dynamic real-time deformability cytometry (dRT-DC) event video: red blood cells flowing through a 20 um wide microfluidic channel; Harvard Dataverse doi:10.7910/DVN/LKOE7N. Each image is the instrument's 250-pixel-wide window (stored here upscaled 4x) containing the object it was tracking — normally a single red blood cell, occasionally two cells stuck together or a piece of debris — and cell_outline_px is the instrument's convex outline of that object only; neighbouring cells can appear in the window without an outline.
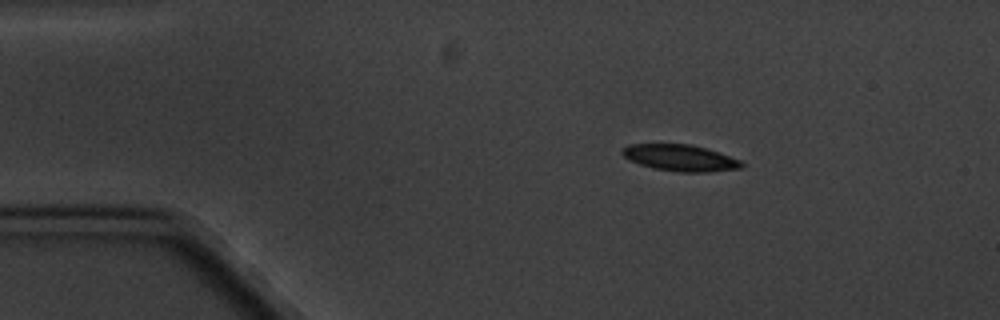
{"species": "common noctule bat (a hibernating species)", "species_latin": "Nyctalus noctula", "temperature_condition": "cold", "stored_images_in_passage": 3, "camera_frame_rate_fps": 3000, "um_per_image_px": 0.085, "animal": {"sex": "male", "body_mass_g": 20.1, "forearm_length_mm": 53.5}, "frame": {"image": 1, "passage_image": 1, "time_ms": 0.0, "image_size_px": [1000, 320], "cell_outline_px": [[744, 168], [708, 172], [680, 172], [652, 168], [640, 164], [624, 156], [620, 152], [620, 148], [628, 144], [692, 144], [720, 152], [740, 160], [744, 164]], "centroid_in_image_um": [57.83, 13.41], "position_along_channel_um": 27.2, "area_um2": 18.55}}